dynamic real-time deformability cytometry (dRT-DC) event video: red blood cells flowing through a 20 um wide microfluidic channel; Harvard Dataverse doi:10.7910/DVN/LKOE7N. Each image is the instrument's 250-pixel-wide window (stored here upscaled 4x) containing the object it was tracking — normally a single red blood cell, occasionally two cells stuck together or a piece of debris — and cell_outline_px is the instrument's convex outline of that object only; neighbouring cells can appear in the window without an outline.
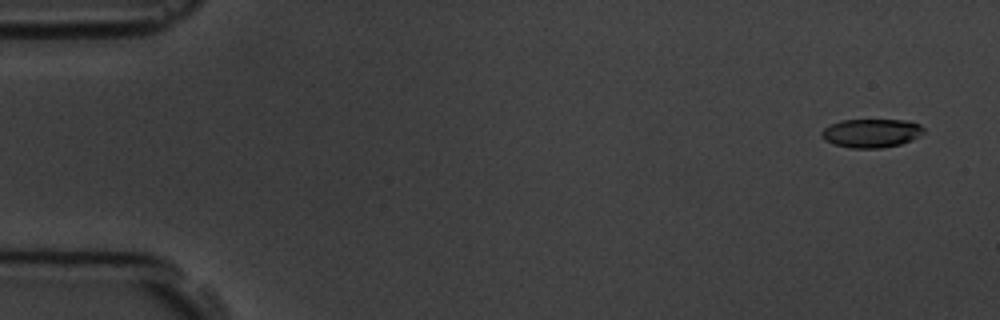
{"species": "common noctule bat (a hibernating species)", "species_latin": "Nyctalus noctula", "temperature_condition": "room temperature", "stored_images_in_passage": 5, "camera_frame_rate_fps": 3000, "um_per_image_px": 0.085, "animal": {"sex": "male", "body_mass_g": 19.5, "forearm_length_mm": 54.6}, "frame": {"image": 1, "passage_image": 1, "time_ms": 0.0, "image_size_px": [1000, 320], "cell_outline_px": [[924, 132], [920, 136], [912, 140], [900, 144], [880, 148], [852, 148], [832, 144], [824, 140], [820, 136], [820, 132], [824, 128], [840, 120], [904, 120], [920, 124], [924, 128]], "centroid_in_image_um": [74.05, 11.32], "position_along_channel_um": 11.0, "area_um2": 17.17}}
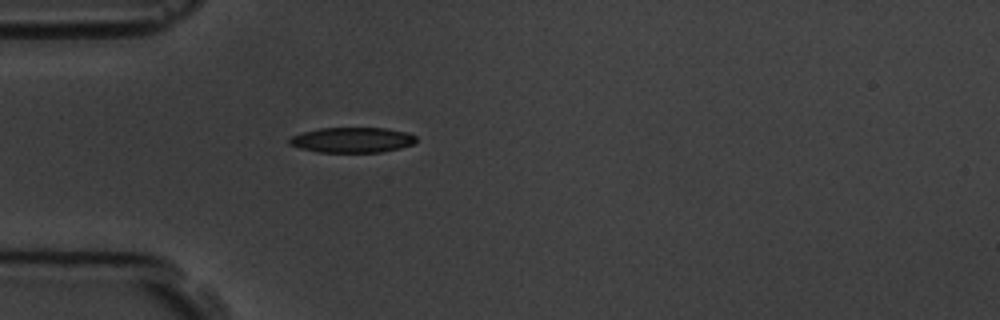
{"frame": {"image": 2, "passage_image": 5, "time_ms": 4.667, "image_size_px": [1000, 320], "cell_outline_px": [[416, 140], [412, 144], [400, 148], [380, 152], [316, 152], [300, 148], [288, 144], [288, 140], [292, 136], [304, 132], [320, 128], [384, 128], [408, 132], [416, 136]], "centroid_in_image_um": [29.93, 11.9], "position_along_channel_um": 55.1, "area_um2": 18.61}}